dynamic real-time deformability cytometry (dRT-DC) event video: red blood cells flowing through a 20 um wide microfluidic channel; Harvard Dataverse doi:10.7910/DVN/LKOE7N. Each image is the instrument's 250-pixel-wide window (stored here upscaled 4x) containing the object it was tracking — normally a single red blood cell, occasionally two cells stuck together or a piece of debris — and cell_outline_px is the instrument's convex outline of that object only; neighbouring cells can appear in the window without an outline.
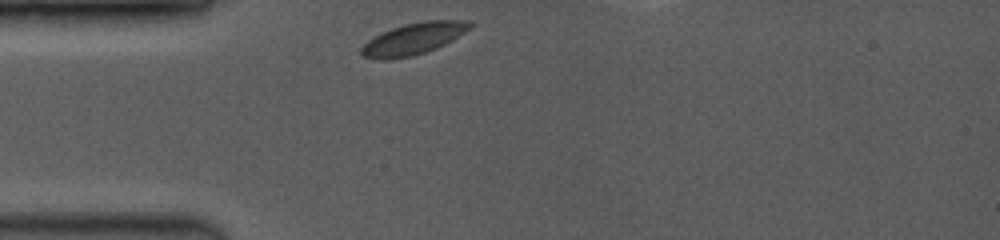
{"species": "common noctule bat (a hibernating species)", "species_latin": "Nyctalus noctula", "temperature_condition": "room temperature", "stored_images_in_passage": 17, "camera_frame_rate_fps": 3500, "um_per_image_px": 0.085, "animal": {"sex": "female", "body_mass_g": 19.0, "forearm_length_mm": 53.3}, "frame": {"image": 1, "passage_image": 1, "time_ms": 0.0, "image_size_px": [1000, 240], "cell_outline_px": [[476, 24], [452, 40], [436, 48], [412, 56], [384, 60], [380, 60], [360, 56], [360, 48], [368, 40], [392, 28], [404, 24], [424, 20], [468, 20]], "centroid_in_image_um": [35.15, 3.29], "position_along_channel_um": 49.9, "area_um2": 20.0}}
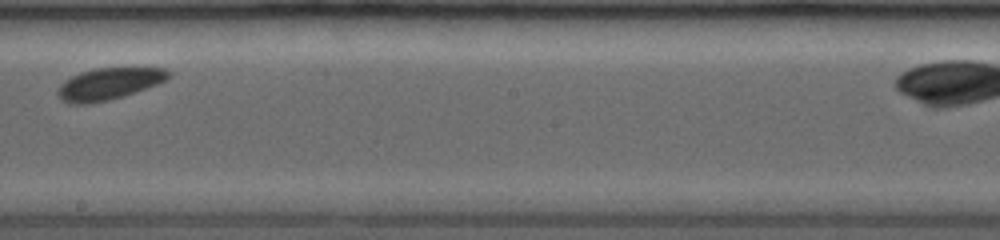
{"frame": {"image": 2, "passage_image": 10, "time_ms": 5.143, "image_size_px": [1000, 240], "cell_outline_px": [[172, 76], [160, 84], [136, 92], [108, 100], [88, 104], [68, 104], [60, 100], [56, 92], [60, 84], [64, 80], [80, 72], [96, 68], [164, 68], [172, 72]], "centroid_in_image_um": [9.26, 7.13], "position_along_channel_um": 238.9, "area_um2": 20.81}}
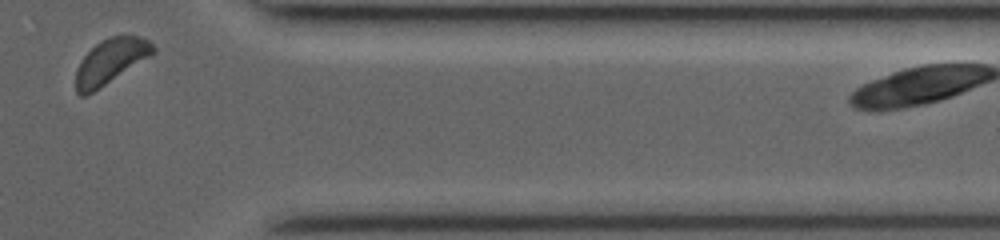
{"frame": {"image": 3, "passage_image": 17, "time_ms": 9.429, "image_size_px": [1000, 240], "cell_outline_px": [[156, 52], [100, 88], [84, 96], [80, 96], [76, 92], [76, 68], [84, 56], [100, 40], [112, 36], [140, 36], [148, 40], [156, 48]], "centroid_in_image_um": [9.39, 5.21], "position_along_channel_um": 402.0, "area_um2": 20.0}, "authors_computed_cell_mechanics": {"area_um2": 20.1722, "velocity_mm_per_s": 3.9041, "shape_relaxation_time_tau1_ms": 0.8378, "shape_relaxation_time_tau2_ms": null, "deformation_change_tau1": 0.0394, "deformation_change_tau2": null}}